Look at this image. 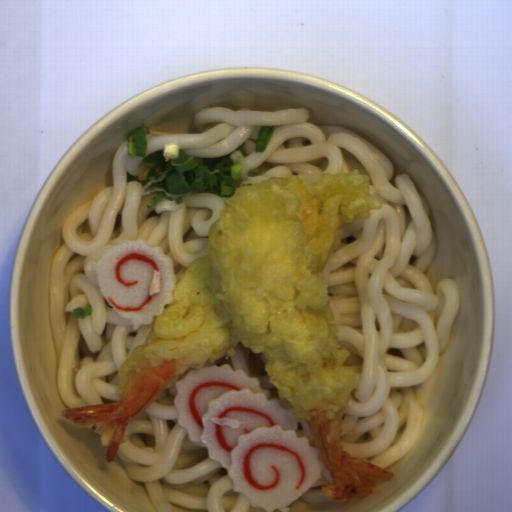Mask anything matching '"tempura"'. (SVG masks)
I'll return each mask as SVG.
<instances>
[{"label": "tempura", "mask_w": 512, "mask_h": 512, "mask_svg": "<svg viewBox=\"0 0 512 512\" xmlns=\"http://www.w3.org/2000/svg\"><path fill=\"white\" fill-rule=\"evenodd\" d=\"M208 230L205 255L195 258L157 315L143 346L130 351L119 374V400L63 410L95 434L116 427L105 453L112 464L128 423L186 372L229 359L242 344L266 357L290 420H304L331 484L330 501L371 495L375 480L394 473L348 454L342 420L357 376L344 368L324 269L343 227L382 209L367 173L271 176L240 185Z\"/></svg>", "instance_id": "obj_1"}]
</instances>
